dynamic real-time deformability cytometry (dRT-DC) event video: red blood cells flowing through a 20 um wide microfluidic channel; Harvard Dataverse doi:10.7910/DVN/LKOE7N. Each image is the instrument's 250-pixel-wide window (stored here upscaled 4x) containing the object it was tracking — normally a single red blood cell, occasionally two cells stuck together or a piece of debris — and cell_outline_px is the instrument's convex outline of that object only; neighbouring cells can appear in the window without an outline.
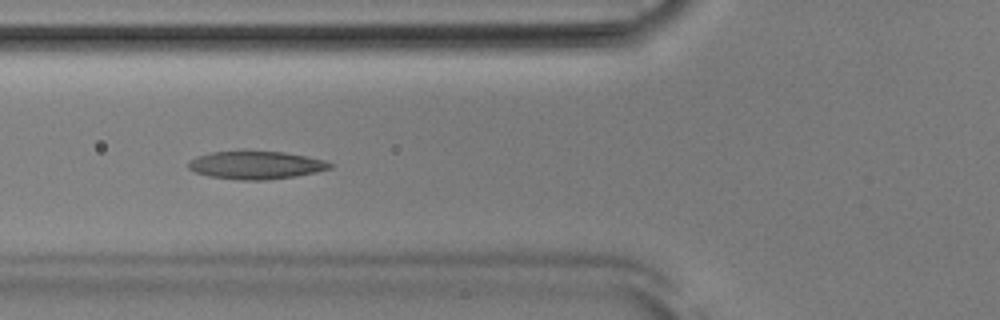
{"species": "Egyptian fruit bat (a non-hibernating species)", "species_latin": "Rousettus aegyptiacus", "temperature_condition": "room temperature", "stored_images_in_passage": 52, "camera_frame_rate_fps": 3000, "um_per_image_px": 0.085, "animal": {"sex": "male"}, "frame": {"image": 1, "passage_image": 19, "time_ms": 6.0, "image_size_px": [1000, 320], "cell_outline_px": [[336, 164], [332, 168], [316, 172], [296, 176], [264, 180], [236, 180], [208, 176], [196, 172], [188, 168], [188, 160], [196, 156], [212, 152], [240, 148], [244, 148], [284, 152], [324, 160]], "centroid_in_image_um": [21.72, 13.99], "position_along_channel_um": 104.1, "area_um2": 24.04}}
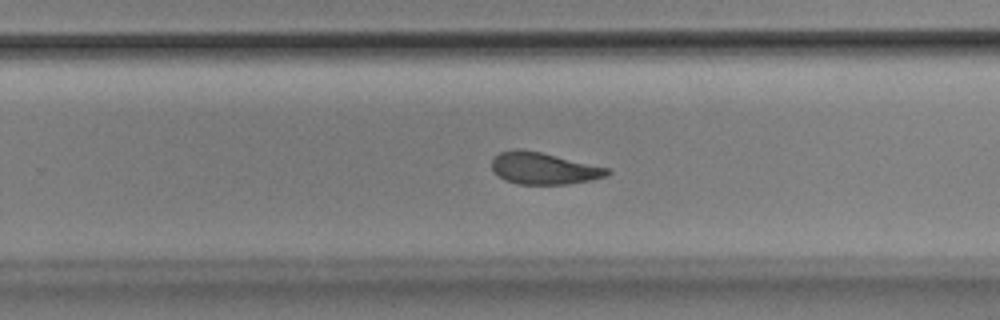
{"frame": {"image": 2, "passage_image": 33, "time_ms": 10.667, "image_size_px": [1000, 320], "cell_outline_px": [[612, 172], [608, 176], [592, 180], [568, 184], [516, 184], [504, 180], [492, 168], [492, 160], [500, 152], [516, 148], [520, 148], [540, 152], [608, 168]], "centroid_in_image_um": [46.22, 14.32], "position_along_channel_um": 283.6, "area_um2": 21.33}}
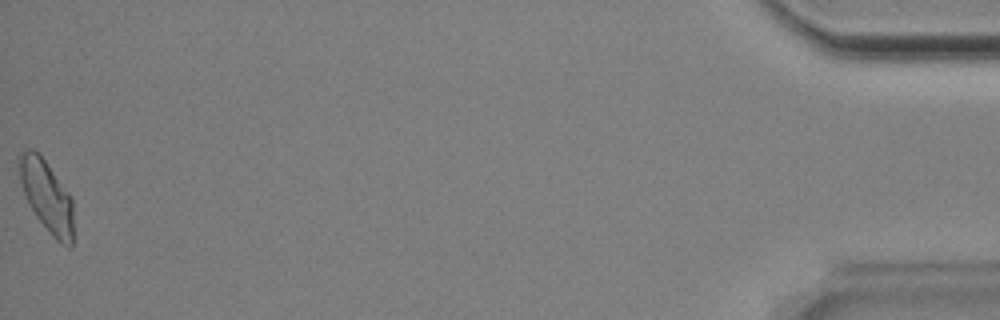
{"frame": {"image": 3, "passage_image": 52, "time_ms": 17.0, "image_size_px": [1000, 320], "cell_outline_px": [[72, 244], [68, 248], [60, 244], [52, 236], [36, 216], [24, 192], [20, 180], [16, 156], [20, 152], [28, 148], [32, 148], [44, 160], [72, 196]], "centroid_in_image_um": [3.95, 16.65], "position_along_channel_um": 431.2, "area_um2": 22.48}, "authors_computed_cell_mechanics": {"area_um2": 22.5709, "velocity_mm_per_s": 3.853, "shape_relaxation_time_tau1_ms": 3.6648, "shape_relaxation_time_tau2_ms": 3.2763, "deformation_change_tau1": 0.1363, "deformation_change_tau2": 0.1065}}